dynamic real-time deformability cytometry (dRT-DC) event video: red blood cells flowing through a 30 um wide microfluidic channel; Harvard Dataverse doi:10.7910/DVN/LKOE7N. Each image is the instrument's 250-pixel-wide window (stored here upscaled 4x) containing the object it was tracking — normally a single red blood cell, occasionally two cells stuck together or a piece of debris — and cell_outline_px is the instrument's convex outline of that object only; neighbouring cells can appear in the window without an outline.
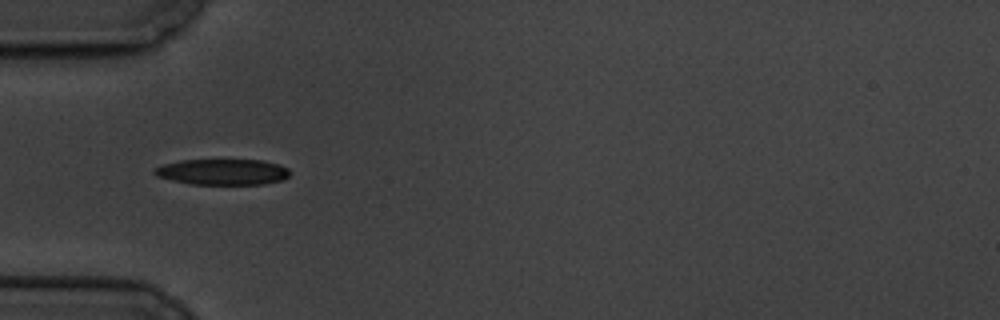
{"species": "common noctule bat (a hibernating species)", "species_latin": "Nyctalus noctula", "temperature_condition": "cold", "stored_images_in_passage": 6, "camera_frame_rate_fps": 3000, "um_per_image_px": 0.085, "animal": {"sex": "male", "body_mass_g": 19.5, "forearm_length_mm": 54.6}, "frame": {"image": 1, "passage_image": 5, "time_ms": 5.667, "image_size_px": [1000, 320], "cell_outline_px": [[292, 172], [284, 180], [264, 184], [192, 184], [156, 176], [152, 172], [152, 168], [164, 164], [180, 160], [260, 160], [276, 164], [288, 168]], "centroid_in_image_um": [18.92, 14.61], "position_along_channel_um": 66.1, "area_um2": 20.4}}
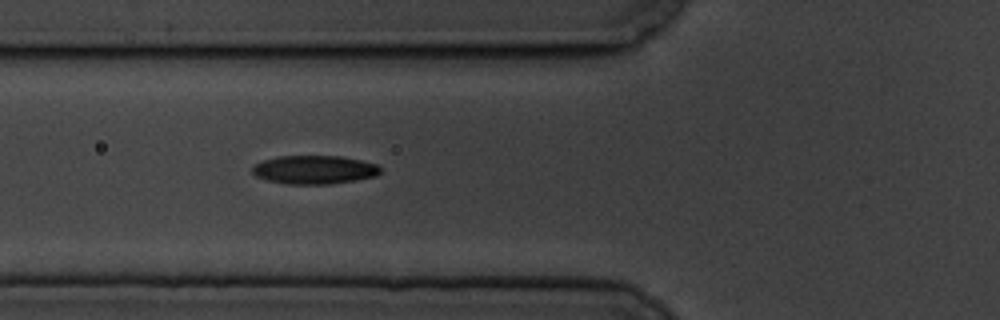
{"frame": {"image": 2, "passage_image": 6, "time_ms": 6.667, "image_size_px": [1000, 320], "cell_outline_px": [[380, 172], [376, 176], [356, 180], [332, 184], [288, 184], [268, 180], [256, 176], [252, 172], [252, 168], [256, 164], [264, 160], [276, 156], [340, 156], [360, 160], [376, 164], [380, 168]], "centroid_in_image_um": [26.72, 14.43], "position_along_channel_um": 99.1, "area_um2": 21.21}}